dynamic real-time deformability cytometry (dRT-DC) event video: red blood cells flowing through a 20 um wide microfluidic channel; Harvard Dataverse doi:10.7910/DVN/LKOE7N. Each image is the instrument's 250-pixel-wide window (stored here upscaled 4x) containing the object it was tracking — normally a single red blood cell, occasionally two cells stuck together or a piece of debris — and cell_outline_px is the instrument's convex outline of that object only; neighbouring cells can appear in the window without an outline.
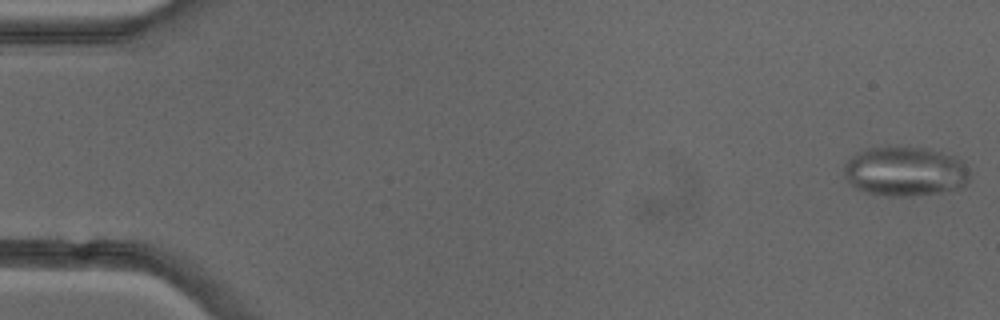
{"species": "common noctule bat (a hibernating species)", "species_latin": "Nyctalus noctula", "temperature_condition": "cold", "stored_images_in_passage": 13, "camera_frame_rate_fps": 3000, "um_per_image_px": 0.085, "animal": {"sex": "female"}, "frame": {"image": 1, "passage_image": 1, "time_ms": 0.0, "image_size_px": [1000, 320], "cell_outline_px": [[968, 180], [964, 188], [940, 192], [912, 196], [888, 196], [864, 192], [856, 188], [844, 176], [844, 164], [852, 156], [868, 148], [888, 144], [924, 148], [956, 156], [964, 160], [968, 176]], "centroid_in_image_um": [76.93, 14.55], "position_along_channel_um": 8.1, "area_um2": 36.88}}